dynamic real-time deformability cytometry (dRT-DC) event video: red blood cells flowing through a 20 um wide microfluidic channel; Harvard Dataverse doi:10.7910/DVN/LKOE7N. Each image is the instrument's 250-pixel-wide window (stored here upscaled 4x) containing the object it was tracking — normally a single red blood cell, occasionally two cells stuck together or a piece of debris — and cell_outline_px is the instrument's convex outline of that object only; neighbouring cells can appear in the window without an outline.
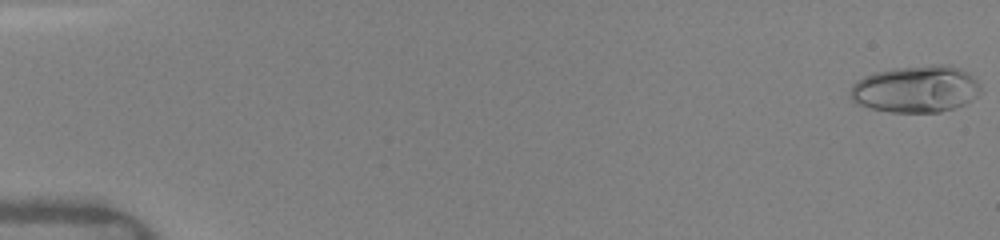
{"species": "human", "species_latin": "Homo sapiens", "temperature_condition": "warm", "stored_images_in_passage": 50, "camera_frame_rate_fps": 3000, "um_per_image_px": 0.085, "donor": {"sex": "female"}, "frame": {"image": 1, "passage_image": 1, "time_ms": 0.0, "image_size_px": [1000, 240], "cell_outline_px": [[980, 92], [972, 100], [964, 104], [940, 112], [892, 112], [872, 108], [856, 104], [848, 96], [852, 84], [856, 80], [864, 76], [876, 72], [896, 68], [936, 64], [948, 64], [960, 68], [968, 72], [980, 84]], "centroid_in_image_um": [77.84, 7.56], "position_along_channel_um": 7.2, "area_um2": 35.78}}
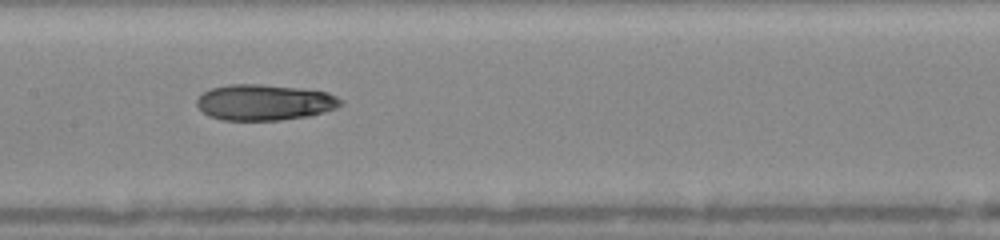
{"frame": {"image": 2, "passage_image": 28, "time_ms": 8.333, "image_size_px": [1000, 240], "cell_outline_px": [[344, 104], [336, 108], [324, 112], [308, 116], [280, 120], [224, 120], [208, 116], [196, 104], [196, 100], [204, 92], [212, 88], [228, 84], [260, 84], [300, 88], [328, 92], [344, 100]], "centroid_in_image_um": [22.51, 8.7], "position_along_channel_um": 184.9, "area_um2": 30.17}}
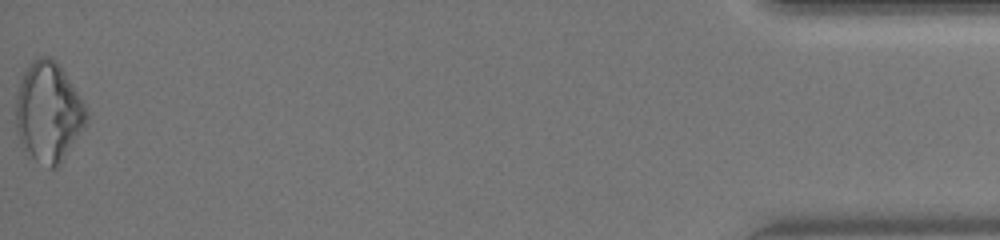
{"frame": {"image": 3, "passage_image": 50, "time_ms": 16.333, "image_size_px": [1000, 240], "cell_outline_px": [[88, 124], [60, 164], [56, 168], [48, 168], [24, 152], [20, 144], [16, 132], [16, 92], [20, 80], [28, 64], [32, 60], [40, 56], [52, 56], [56, 60], [64, 72], [84, 104], [88, 112]], "centroid_in_image_um": [4.1, 9.55], "position_along_channel_um": 431.1, "area_um2": 41.67}, "authors_computed_cell_mechanics": {"area_um2": 31.0675, "velocity_mm_per_s": 4.1461, "shape_relaxation_time_tau1_ms": null, "shape_relaxation_time_tau2_ms": 5.6968, "deformation_change_tau1": null, "deformation_change_tau2": 0.1296}}